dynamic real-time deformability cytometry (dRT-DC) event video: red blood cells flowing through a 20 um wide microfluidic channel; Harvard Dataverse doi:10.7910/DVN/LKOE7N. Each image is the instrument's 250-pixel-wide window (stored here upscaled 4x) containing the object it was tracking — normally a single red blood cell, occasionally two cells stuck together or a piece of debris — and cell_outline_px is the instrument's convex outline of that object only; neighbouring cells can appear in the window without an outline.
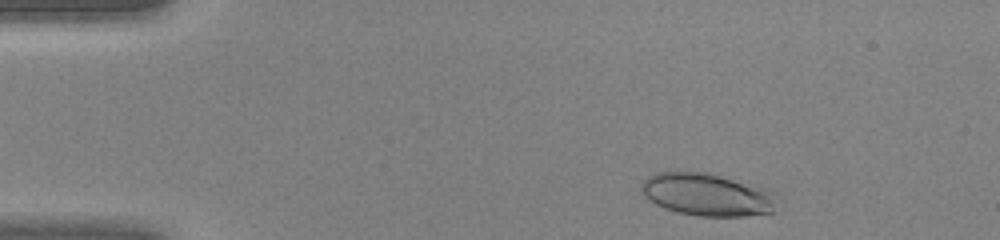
{"species": "human", "species_latin": "Homo sapiens", "temperature_condition": "warm", "stored_images_in_passage": 40, "camera_frame_rate_fps": 3000, "um_per_image_px": 0.085, "donor": {"sex": "female"}, "frame": {"image": 1, "passage_image": 2, "time_ms": 0.333, "image_size_px": [1000, 240], "cell_outline_px": [[776, 192], [772, 212], [744, 216], [696, 216], [676, 212], [664, 208], [648, 200], [640, 192], [640, 184], [648, 176], [656, 172], [708, 172], [768, 188]], "centroid_in_image_um": [60.07, 16.53], "position_along_channel_um": 24.9, "area_um2": 33.99}}
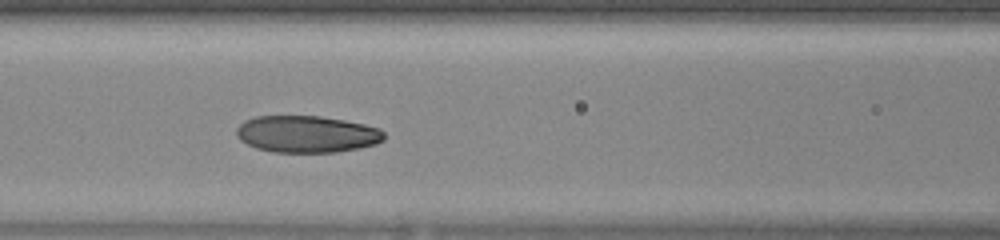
{"frame": {"image": 2, "passage_image": 15, "time_ms": 4.667, "image_size_px": [1000, 240], "cell_outline_px": [[384, 140], [376, 144], [360, 148], [336, 152], [272, 152], [256, 148], [240, 140], [236, 136], [236, 128], [244, 120], [256, 116], [320, 116], [344, 120], [364, 124], [380, 128], [384, 132]], "centroid_in_image_um": [26.08, 11.4], "position_along_channel_um": 140.5, "area_um2": 31.91}}
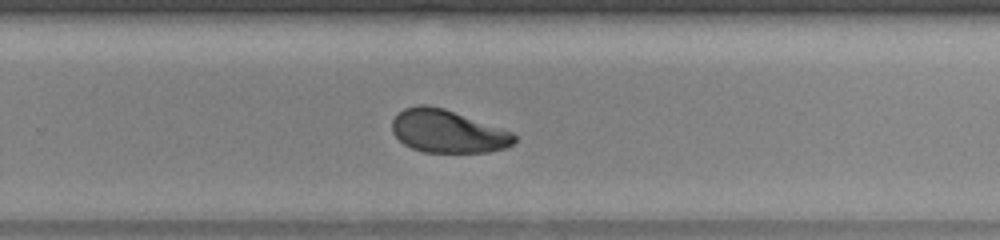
{"frame": {"image": 3, "passage_image": 25, "time_ms": 8.0, "image_size_px": [1000, 240], "cell_outline_px": [[516, 140], [512, 144], [504, 148], [488, 152], [424, 152], [412, 148], [404, 144], [392, 132], [392, 120], [404, 108], [420, 104], [424, 104], [444, 108], [512, 132], [516, 136]], "centroid_in_image_um": [38.04, 11.16], "position_along_channel_um": 291.8, "area_um2": 30.29}}